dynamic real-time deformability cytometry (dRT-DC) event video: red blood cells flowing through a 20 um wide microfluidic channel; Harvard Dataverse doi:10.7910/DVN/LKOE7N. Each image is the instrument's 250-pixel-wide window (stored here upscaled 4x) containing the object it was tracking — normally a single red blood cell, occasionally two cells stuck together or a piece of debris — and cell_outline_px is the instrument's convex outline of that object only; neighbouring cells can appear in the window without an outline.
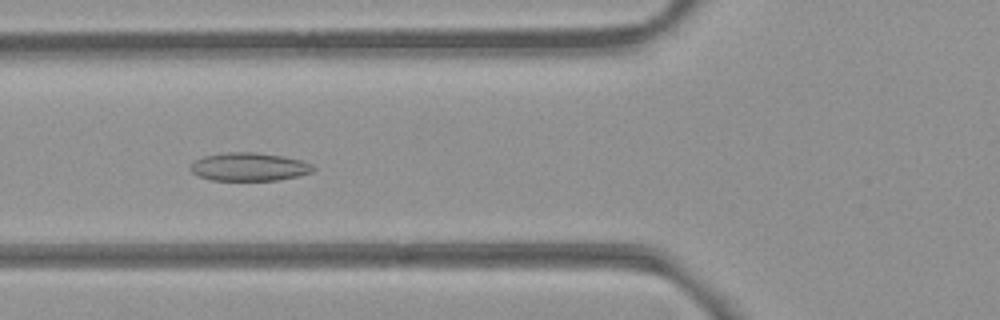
{"species": "common noctule bat (a hibernating species)", "species_latin": "Nyctalus noctula", "temperature_condition": "room temperature", "stored_images_in_passage": 53, "camera_frame_rate_fps": 3000, "um_per_image_px": 0.085, "animal": {"sex": "female", "body_mass_g": 21.9}, "frame": {"image": 1, "passage_image": 20, "time_ms": 6.333, "image_size_px": [1000, 320], "cell_outline_px": [[316, 168], [312, 172], [296, 176], [276, 180], [212, 180], [200, 176], [192, 172], [188, 168], [196, 160], [204, 156], [224, 152], [256, 152], [284, 156], [304, 160], [312, 164]], "centroid_in_image_um": [21.2, 14.16], "position_along_channel_um": 104.6, "area_um2": 20.23}}
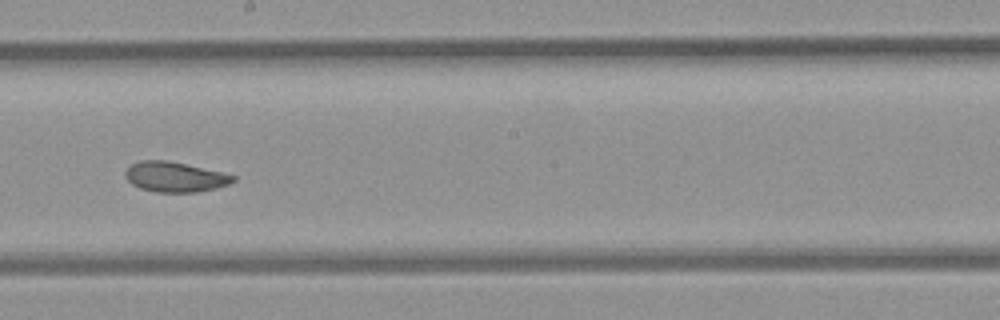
{"frame": {"image": 2, "passage_image": 30, "time_ms": 9.667, "image_size_px": [1000, 320], "cell_outline_px": [[236, 180], [228, 184], [216, 188], [196, 192], [156, 192], [140, 188], [132, 184], [124, 176], [124, 172], [132, 164], [140, 160], [168, 160], [220, 172], [236, 176]], "centroid_in_image_um": [14.84, 15.04], "position_along_channel_um": 233.4, "area_um2": 18.79}}
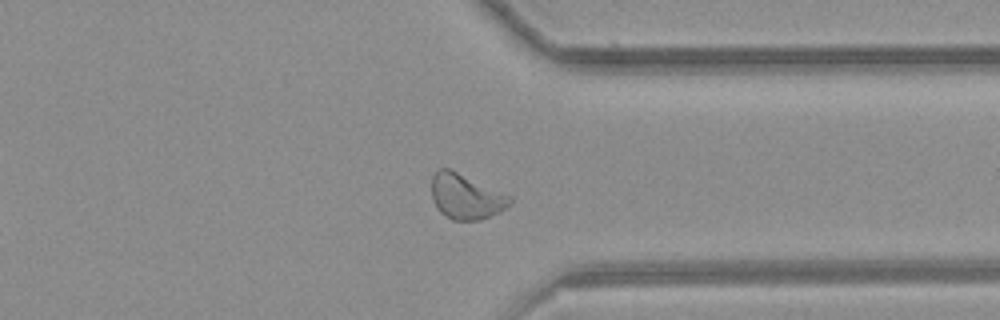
{"frame": {"image": 3, "passage_image": 41, "time_ms": 13.333, "image_size_px": [1000, 320], "cell_outline_px": [[512, 204], [500, 212], [480, 220], [452, 220], [440, 212], [432, 200], [432, 176], [440, 168], [448, 168], [512, 196]], "centroid_in_image_um": [39.62, 16.72], "position_along_channel_um": 371.8, "area_um2": 20.58}, "authors_computed_cell_mechanics": {"area_um2": 20.5768, "velocity_mm_per_s": 3.8499, "shape_relaxation_time_tau1_ms": 6.9448, "shape_relaxation_time_tau2_ms": 2.3602, "deformation_change_tau1": 0.1138, "deformation_change_tau2": 0.0675}}